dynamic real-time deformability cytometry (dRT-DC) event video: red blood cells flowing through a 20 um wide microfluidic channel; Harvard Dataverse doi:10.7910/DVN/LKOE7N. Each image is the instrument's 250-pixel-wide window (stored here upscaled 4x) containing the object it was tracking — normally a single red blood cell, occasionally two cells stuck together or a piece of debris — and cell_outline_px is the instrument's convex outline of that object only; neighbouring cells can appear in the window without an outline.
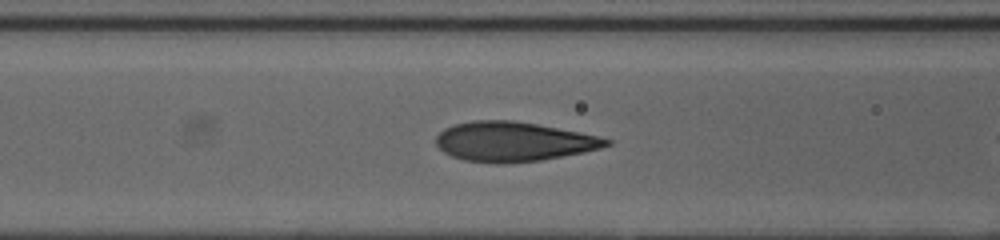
{"species": "human", "species_latin": "Homo sapiens", "temperature_condition": "cold", "stored_images_in_passage": 36, "camera_frame_rate_fps": 3000, "um_per_image_px": 0.085, "donor": {"sex": "female"}, "frame": {"image": 1, "passage_image": 16, "time_ms": 5.0, "image_size_px": [1000, 240], "cell_outline_px": [[612, 144], [600, 148], [584, 152], [540, 160], [504, 164], [492, 164], [464, 160], [452, 156], [444, 152], [436, 144], [436, 136], [444, 128], [456, 124], [476, 120], [512, 120], [536, 124], [580, 132], [600, 136], [612, 140]], "centroid_in_image_um": [43.64, 12.05], "position_along_channel_um": 123.0, "area_um2": 39.3}}
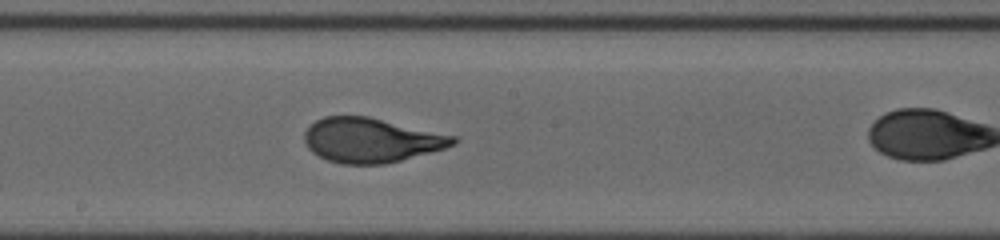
{"frame": {"image": 2, "passage_image": 23, "time_ms": 7.333, "image_size_px": [1000, 240], "cell_outline_px": [[460, 140], [456, 144], [444, 148], [400, 160], [384, 164], [340, 164], [328, 160], [312, 152], [308, 148], [304, 140], [304, 132], [316, 120], [324, 116], [368, 116], [456, 136]], "centroid_in_image_um": [31.54, 11.91], "position_along_channel_um": 216.7, "area_um2": 38.44}}
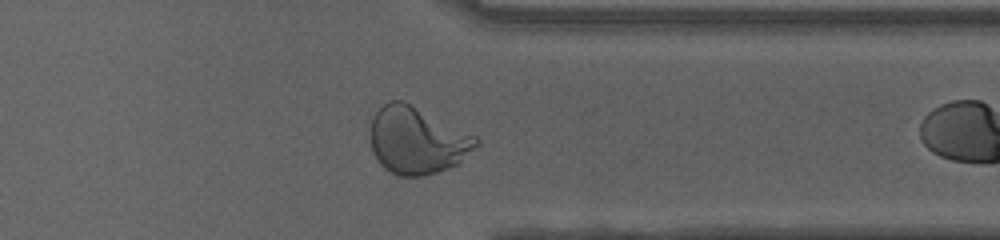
{"frame": {"image": 3, "passage_image": 35, "time_ms": 11.333, "image_size_px": [1000, 240], "cell_outline_px": [[480, 144], [476, 148], [456, 164], [448, 168], [424, 176], [400, 176], [384, 168], [380, 164], [372, 152], [372, 120], [376, 112], [384, 104], [392, 100], [404, 100], [476, 136], [480, 140]], "centroid_in_image_um": [35.47, 11.94], "position_along_channel_um": 375.9, "area_um2": 40.98}}